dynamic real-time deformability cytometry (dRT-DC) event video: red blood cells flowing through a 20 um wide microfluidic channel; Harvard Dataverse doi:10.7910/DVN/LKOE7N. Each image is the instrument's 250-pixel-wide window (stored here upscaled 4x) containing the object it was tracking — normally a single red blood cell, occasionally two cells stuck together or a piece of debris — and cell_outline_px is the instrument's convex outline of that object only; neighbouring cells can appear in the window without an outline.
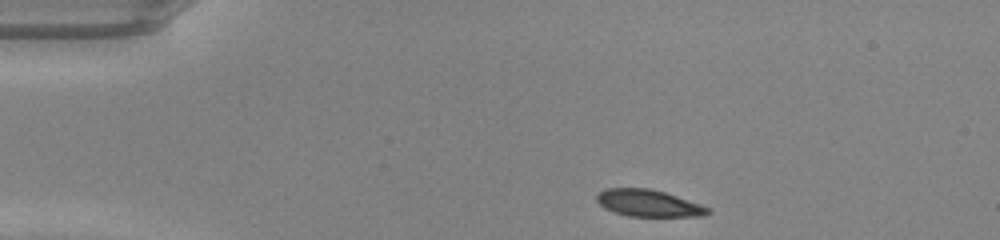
{"species": "common noctule bat (a hibernating species)", "species_latin": "Nyctalus noctula", "temperature_condition": "warm", "stored_images_in_passage": 40, "camera_frame_rate_fps": 3000, "um_per_image_px": 0.085, "animal": {"sex": "male", "body_mass_g": 20.0, "forearm_length_mm": 53.3}, "frame": {"image": 1, "passage_image": 1, "time_ms": 0.0, "image_size_px": [1000, 240], "cell_outline_px": [[712, 212], [704, 216], [628, 216], [604, 208], [596, 200], [596, 196], [604, 188], [652, 188], [712, 208]], "centroid_in_image_um": [55.14, 17.27], "position_along_channel_um": 29.9, "area_um2": 17.4}}
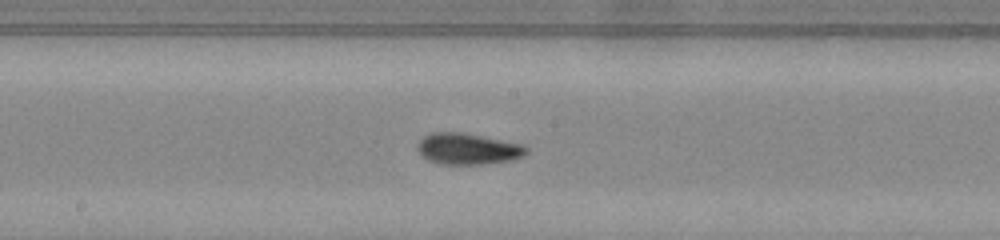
{"frame": {"image": 2, "passage_image": 18, "time_ms": 5.667, "image_size_px": [1000, 240], "cell_outline_px": [[528, 152], [524, 156], [512, 160], [480, 164], [440, 164], [428, 160], [416, 148], [416, 144], [424, 136], [432, 132], [460, 132], [524, 144], [528, 148]], "centroid_in_image_um": [39.78, 12.65], "position_along_channel_um": 208.4, "area_um2": 19.83}}
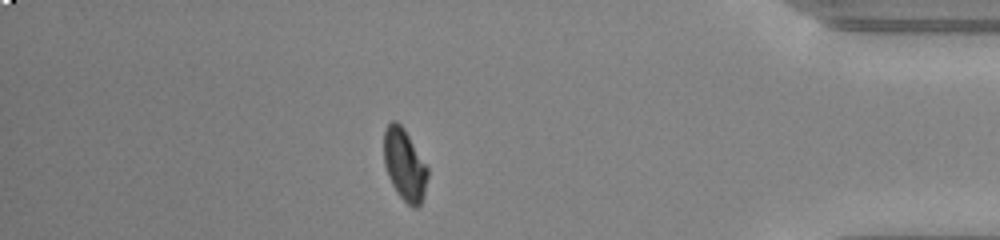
{"frame": {"image": 3, "passage_image": 34, "time_ms": 11.0, "image_size_px": [1000, 240], "cell_outline_px": [[428, 176], [424, 196], [420, 204], [416, 208], [412, 208], [396, 192], [388, 176], [384, 164], [384, 132], [388, 124], [392, 120], [396, 120], [404, 128], [428, 168]], "centroid_in_image_um": [34.39, 14.02], "position_along_channel_um": 400.8, "area_um2": 18.26}, "authors_computed_cell_mechanics": {"area_um2": 18.9584, "velocity_mm_per_s": 4.2801, "shape_relaxation_time_tau1_ms": 4.4041, "shape_relaxation_time_tau2_ms": 0.7102, "deformation_change_tau1": 0.1793, "deformation_change_tau2": 0.045}}